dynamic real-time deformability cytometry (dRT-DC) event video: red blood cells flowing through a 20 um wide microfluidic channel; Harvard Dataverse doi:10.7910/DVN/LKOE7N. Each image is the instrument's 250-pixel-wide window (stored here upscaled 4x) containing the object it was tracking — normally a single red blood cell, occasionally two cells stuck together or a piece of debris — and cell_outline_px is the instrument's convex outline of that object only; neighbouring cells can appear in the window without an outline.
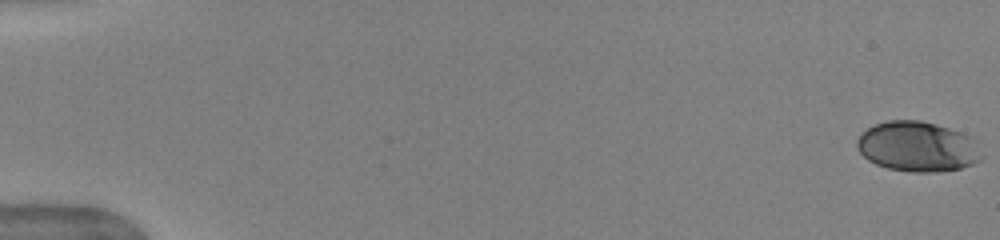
{"species": "human", "species_latin": "Homo sapiens", "temperature_condition": "warm", "stored_images_in_passage": 52, "camera_frame_rate_fps": 3000, "um_per_image_px": 0.085, "donor": {"sex": "female"}, "frame": {"image": 1, "passage_image": 1, "time_ms": 0.0, "image_size_px": [1000, 240], "cell_outline_px": [[980, 160], [972, 164], [960, 168], [940, 172], [908, 172], [888, 168], [876, 164], [868, 160], [856, 148], [856, 140], [860, 132], [876, 124], [888, 120], [920, 120], [936, 124], [972, 136], [976, 140], [980, 156]], "centroid_in_image_um": [77.96, 12.46], "position_along_channel_um": 7.0, "area_um2": 36.53}}
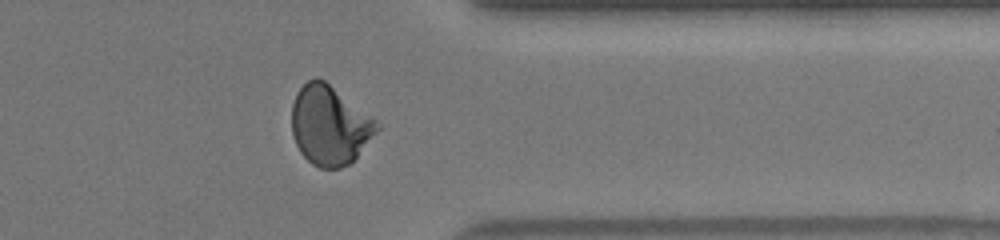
{"frame": {"image": 2, "passage_image": 43, "time_ms": 14.0, "image_size_px": [1000, 240], "cell_outline_px": [[380, 128], [356, 156], [348, 164], [340, 168], [320, 168], [312, 164], [300, 152], [296, 144], [292, 132], [292, 104], [296, 92], [308, 80], [316, 76], [324, 80], [376, 120], [380, 124]], "centroid_in_image_um": [27.99, 10.64], "position_along_channel_um": 383.4, "area_um2": 38.9}}
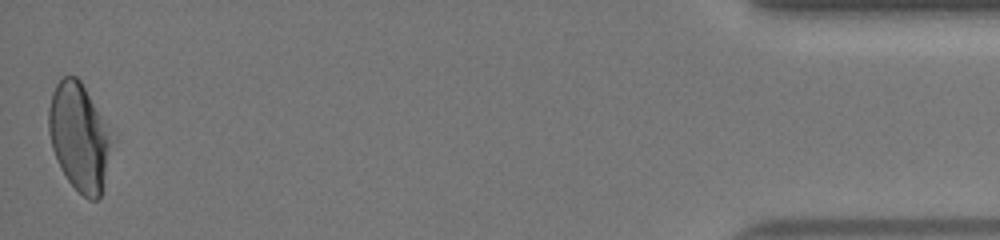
{"frame": {"image": 3, "passage_image": 52, "time_ms": 17.0, "image_size_px": [1000, 240], "cell_outline_px": [[108, 144], [104, 172], [100, 196], [96, 200], [88, 200], [68, 180], [60, 168], [52, 148], [48, 132], [48, 108], [52, 92], [56, 84], [64, 76], [76, 76], [80, 80], [100, 116], [108, 136]], "centroid_in_image_um": [6.61, 11.61], "position_along_channel_um": 428.6, "area_um2": 37.51}, "authors_computed_cell_mechanics": {"area_um2": 37.8301, "velocity_mm_per_s": 3.9728, "shape_relaxation_time_tau1_ms": 5.9732, "shape_relaxation_time_tau2_ms": 0.8832, "deformation_change_tau1": 0.1929, "deformation_change_tau2": 0.0512}}